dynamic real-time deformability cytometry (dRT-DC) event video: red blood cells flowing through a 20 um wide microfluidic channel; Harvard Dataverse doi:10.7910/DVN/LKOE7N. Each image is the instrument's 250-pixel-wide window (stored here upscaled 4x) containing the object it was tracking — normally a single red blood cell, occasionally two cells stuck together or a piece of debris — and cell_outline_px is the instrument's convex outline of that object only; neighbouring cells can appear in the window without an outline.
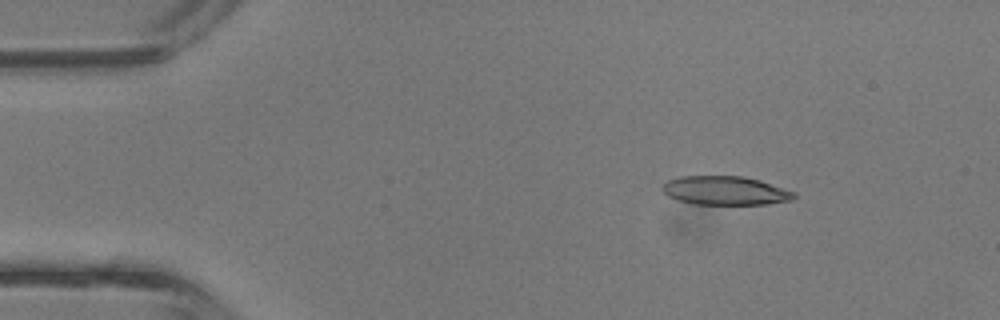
{"species": "common noctule bat (a hibernating species)", "species_latin": "Nyctalus noctula", "temperature_condition": "room temperature", "stored_images_in_passage": 4, "camera_frame_rate_fps": 3000, "um_per_image_px": 0.085, "animal": {"sex": "male", "body_mass_g": 13.3}, "frame": {"image": 1, "passage_image": 1, "time_ms": 0.0, "image_size_px": [1000, 320], "cell_outline_px": [[796, 196], [792, 200], [764, 204], [696, 204], [676, 200], [668, 196], [660, 188], [668, 180], [680, 176], [740, 176], [760, 180], [796, 192]], "centroid_in_image_um": [61.64, 16.2], "position_along_channel_um": 23.4, "area_um2": 22.08}}
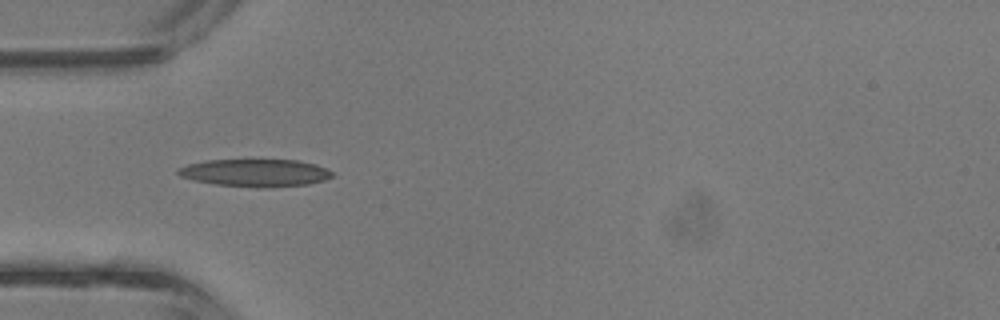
{"frame": {"image": 2, "passage_image": 3, "time_ms": 0.667, "image_size_px": [1000, 320], "cell_outline_px": [[332, 176], [324, 180], [308, 184], [264, 188], [256, 188], [216, 184], [192, 180], [180, 176], [176, 172], [176, 168], [188, 164], [204, 160], [296, 160], [316, 164], [332, 172]], "centroid_in_image_um": [21.65, 14.69], "position_along_channel_um": 63.4, "area_um2": 24.8}}
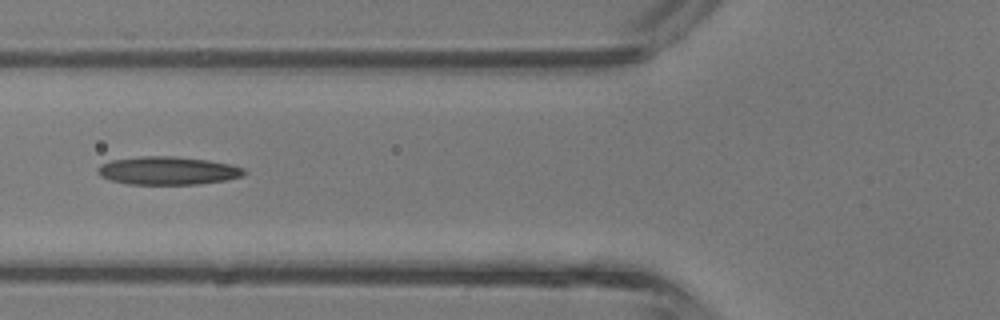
{"frame": {"image": 3, "passage_image": 4, "time_ms": 1.0, "image_size_px": [1000, 320], "cell_outline_px": [[248, 172], [244, 176], [224, 180], [200, 184], [128, 184], [112, 180], [100, 176], [96, 172], [96, 168], [100, 164], [112, 160], [140, 156], [176, 156], [208, 160], [232, 164], [244, 168]], "centroid_in_image_um": [14.28, 14.5], "position_along_channel_um": 111.5, "area_um2": 24.22}}